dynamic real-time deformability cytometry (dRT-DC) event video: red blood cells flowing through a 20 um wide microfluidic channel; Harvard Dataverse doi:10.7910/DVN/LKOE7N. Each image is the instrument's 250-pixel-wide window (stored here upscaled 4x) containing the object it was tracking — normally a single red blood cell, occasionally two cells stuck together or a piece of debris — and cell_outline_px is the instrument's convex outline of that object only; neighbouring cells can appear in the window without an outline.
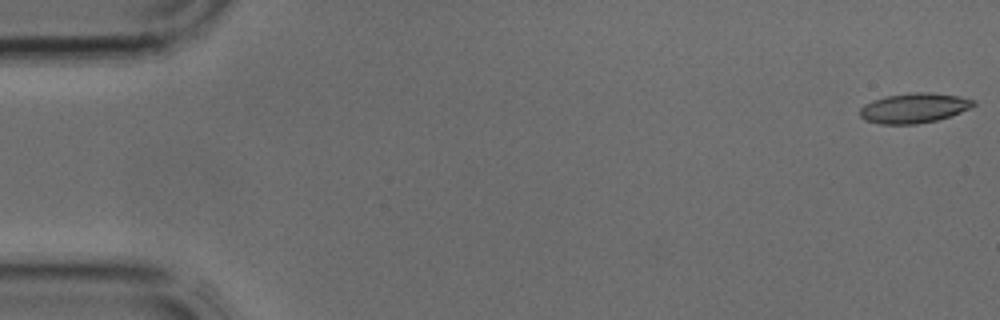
{"species": "common noctule bat (a hibernating species)", "species_latin": "Nyctalus noctula", "temperature_condition": "cold", "stored_images_in_passage": 6, "camera_frame_rate_fps": 3000, "um_per_image_px": 0.085, "animal": {"sex": "male", "body_mass_g": 17.9, "forearm_length_mm": 54.2}, "frame": {"image": 1, "passage_image": 1, "time_ms": 0.0, "image_size_px": [1000, 320], "cell_outline_px": [[976, 104], [960, 112], [936, 120], [916, 124], [880, 124], [864, 120], [860, 116], [860, 108], [864, 104], [872, 100], [888, 96], [908, 92], [928, 92], [956, 96], [976, 100]], "centroid_in_image_um": [77.64, 9.18], "position_along_channel_um": 7.4, "area_um2": 19.65}}